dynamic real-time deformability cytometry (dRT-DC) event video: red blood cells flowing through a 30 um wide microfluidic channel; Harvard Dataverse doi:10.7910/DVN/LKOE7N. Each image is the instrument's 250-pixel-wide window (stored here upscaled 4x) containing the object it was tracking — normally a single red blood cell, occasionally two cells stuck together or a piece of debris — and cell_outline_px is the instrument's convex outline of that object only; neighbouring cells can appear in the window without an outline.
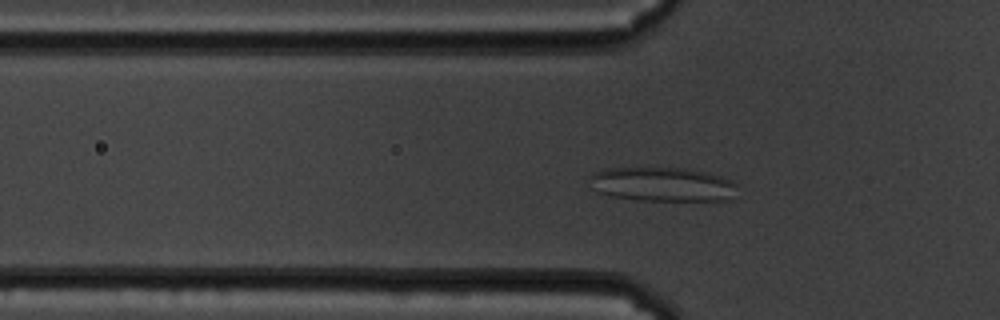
{"species": "common noctule bat (a hibernating species)", "species_latin": "Nyctalus noctula", "temperature_condition": "cold", "stored_images_in_passage": 57, "camera_frame_rate_fps": 3000, "um_per_image_px": 0.085, "animal": {"sex": "male", "body_mass_g": 19.5, "forearm_length_mm": 54.6}, "frame": {"image": 1, "passage_image": 17, "time_ms": 5.333, "image_size_px": [1000, 320], "cell_outline_px": [[736, 184], [732, 196], [728, 200], [636, 200], [608, 196], [596, 192], [592, 188], [588, 176], [592, 172], [604, 168], [684, 168], [708, 172], [732, 180]], "centroid_in_image_um": [56.21, 15.66], "position_along_channel_um": 69.6, "area_um2": 29.65}}
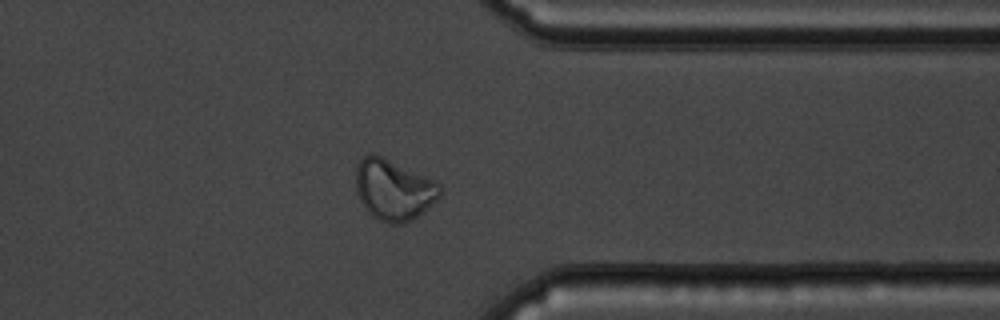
{"frame": {"image": 2, "passage_image": 45, "time_ms": 14.667, "image_size_px": [1000, 320], "cell_outline_px": [[440, 196], [424, 212], [412, 220], [404, 224], [392, 224], [380, 220], [372, 216], [364, 208], [356, 192], [356, 164], [368, 152], [372, 152], [436, 180], [440, 184]], "centroid_in_image_um": [33.45, 16.13], "position_along_channel_um": 378.0, "area_um2": 30.11}}
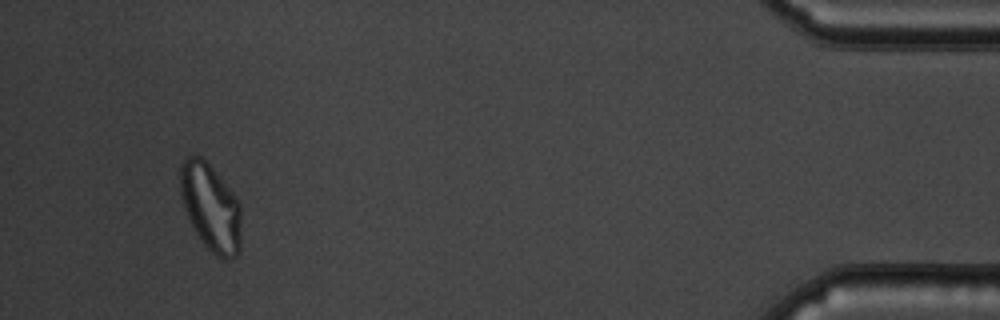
{"frame": {"image": 3, "passage_image": 54, "time_ms": 17.667, "image_size_px": [1000, 320], "cell_outline_px": [[240, 252], [232, 260], [224, 260], [216, 256], [200, 240], [184, 208], [180, 196], [180, 164], [188, 156], [200, 156], [208, 164], [236, 196], [240, 204]], "centroid_in_image_um": [17.91, 17.66], "position_along_channel_um": 417.3, "area_um2": 30.92}, "authors_computed_cell_mechanics": {"area_um2": 29.5936, "velocity_mm_per_s": 3.3536, "shape_relaxation_time_tau1_ms": null, "shape_relaxation_time_tau2_ms": 1.9893, "deformation_change_tau1": null, "deformation_change_tau2": 0.0796}}